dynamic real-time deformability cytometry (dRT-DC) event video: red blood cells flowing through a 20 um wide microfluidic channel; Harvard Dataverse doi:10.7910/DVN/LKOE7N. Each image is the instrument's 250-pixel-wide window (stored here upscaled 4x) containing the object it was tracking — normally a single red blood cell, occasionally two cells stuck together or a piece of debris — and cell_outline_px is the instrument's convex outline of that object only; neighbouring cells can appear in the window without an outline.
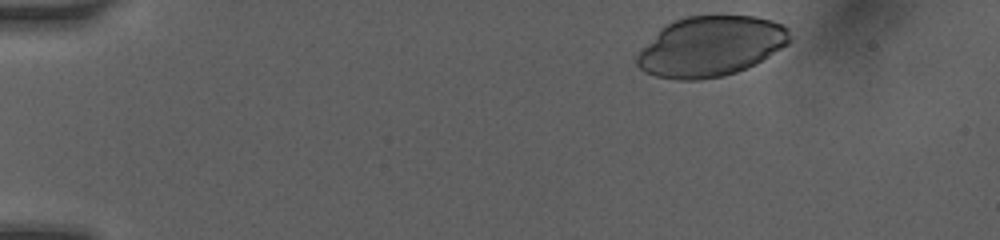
{"species": "human", "species_latin": "Homo sapiens", "temperature_condition": "room temperature", "stored_images_in_passage": 7, "camera_frame_rate_fps": 3000, "um_per_image_px": 0.085, "donor": {"sex": "female"}, "frame": {"image": 1, "passage_image": 1, "time_ms": 0.0, "image_size_px": [1000, 240], "cell_outline_px": [[792, 40], [788, 44], [756, 64], [736, 72], [724, 76], [700, 80], [676, 80], [656, 76], [644, 72], [636, 64], [636, 56], [660, 28], [684, 16], [756, 16], [772, 20], [784, 24], [788, 28]], "centroid_in_image_um": [60.43, 3.94], "position_along_channel_um": 24.6, "area_um2": 53.81}}